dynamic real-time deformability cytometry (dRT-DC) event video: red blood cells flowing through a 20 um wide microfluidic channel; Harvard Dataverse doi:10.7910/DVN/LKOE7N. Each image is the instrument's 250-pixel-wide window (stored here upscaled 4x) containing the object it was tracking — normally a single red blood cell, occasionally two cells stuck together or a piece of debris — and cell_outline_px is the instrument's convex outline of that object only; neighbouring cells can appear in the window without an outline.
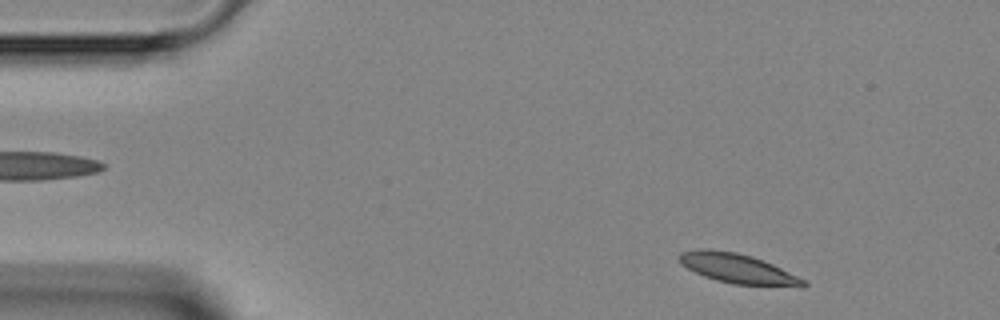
{"species": "Egyptian fruit bat (a non-hibernating species)", "species_latin": "Rousettus aegyptiacus", "temperature_condition": "room temperature", "stored_images_in_passage": 43, "camera_frame_rate_fps": 3000, "um_per_image_px": 0.085, "animal": {"sex": "female"}, "frame": {"image": 1, "passage_image": 2, "time_ms": 0.333, "image_size_px": [1000, 320], "cell_outline_px": [[808, 284], [804, 288], [800, 288], [732, 284], [716, 280], [704, 276], [680, 264], [676, 256], [680, 252], [700, 248], [708, 248], [736, 252], [752, 256], [772, 264], [808, 280]], "centroid_in_image_um": [62.76, 22.84], "position_along_channel_um": 22.2, "area_um2": 22.08}}
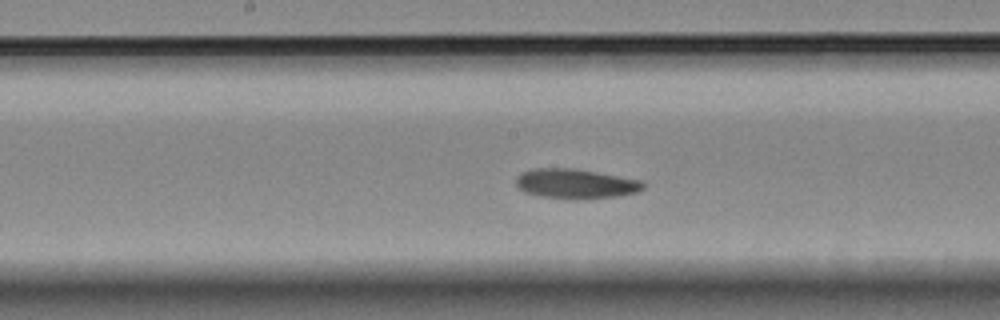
{"frame": {"image": 2, "passage_image": 20, "time_ms": 6.333, "image_size_px": [1000, 320], "cell_outline_px": [[644, 188], [636, 192], [616, 196], [576, 200], [572, 200], [540, 196], [524, 192], [516, 184], [516, 176], [520, 172], [532, 168], [576, 168], [640, 180], [644, 184]], "centroid_in_image_um": [48.87, 15.61], "position_along_channel_um": 199.3, "area_um2": 22.2}}
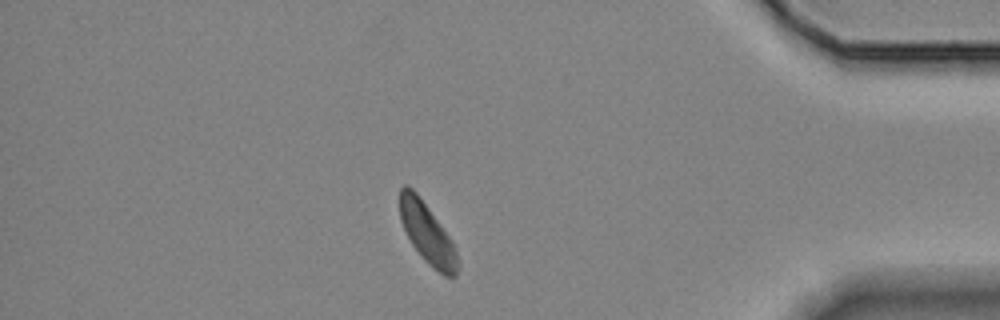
{"frame": {"image": 3, "passage_image": 37, "time_ms": 12.0, "image_size_px": [1000, 320], "cell_outline_px": [[460, 264], [456, 276], [444, 276], [432, 268], [420, 256], [412, 244], [400, 220], [400, 188], [404, 184], [408, 184], [416, 192], [452, 240], [460, 260]], "centroid_in_image_um": [36.34, 19.88], "position_along_channel_um": 398.9, "area_um2": 20.4}}